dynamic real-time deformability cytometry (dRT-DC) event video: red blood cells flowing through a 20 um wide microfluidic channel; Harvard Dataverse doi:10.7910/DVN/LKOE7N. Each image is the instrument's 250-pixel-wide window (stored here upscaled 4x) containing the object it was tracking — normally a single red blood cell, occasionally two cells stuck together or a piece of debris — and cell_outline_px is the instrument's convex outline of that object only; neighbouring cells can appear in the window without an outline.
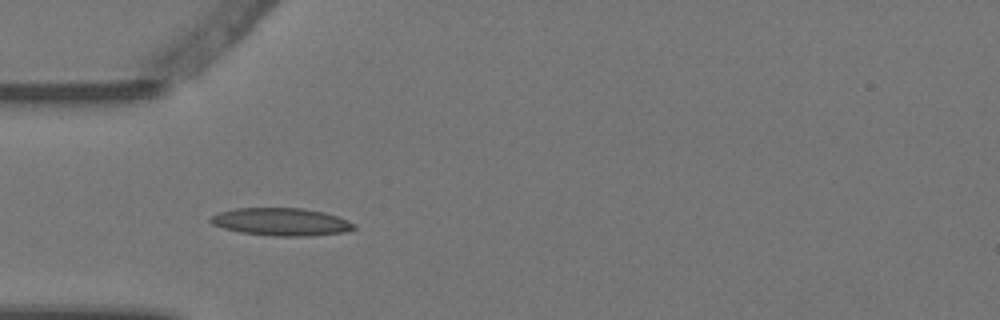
{"species": "Egyptian fruit bat (a non-hibernating species)", "species_latin": "Rousettus aegyptiacus", "temperature_condition": "warm", "stored_images_in_passage": 5, "camera_frame_rate_fps": 3000, "um_per_image_px": 0.085, "animal": {"sex": "female"}, "frame": {"image": 1, "passage_image": 4, "time_ms": 1.0, "image_size_px": [1000, 320], "cell_outline_px": [[356, 228], [344, 232], [308, 236], [276, 236], [240, 232], [224, 228], [212, 224], [208, 220], [212, 216], [220, 212], [236, 208], [304, 208], [324, 212], [336, 216], [356, 224]], "centroid_in_image_um": [23.91, 18.85], "position_along_channel_um": 61.1, "area_um2": 23.0}}
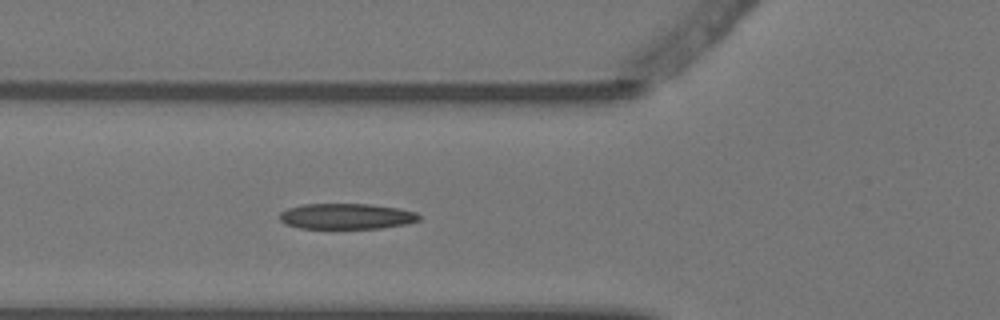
{"frame": {"image": 2, "passage_image": 5, "time_ms": 1.333, "image_size_px": [1000, 320], "cell_outline_px": [[420, 220], [408, 224], [380, 228], [300, 228], [284, 224], [280, 220], [280, 212], [288, 208], [304, 204], [372, 204], [400, 208], [416, 212], [420, 216]], "centroid_in_image_um": [29.47, 18.38], "position_along_channel_um": 96.3, "area_um2": 20.98}}